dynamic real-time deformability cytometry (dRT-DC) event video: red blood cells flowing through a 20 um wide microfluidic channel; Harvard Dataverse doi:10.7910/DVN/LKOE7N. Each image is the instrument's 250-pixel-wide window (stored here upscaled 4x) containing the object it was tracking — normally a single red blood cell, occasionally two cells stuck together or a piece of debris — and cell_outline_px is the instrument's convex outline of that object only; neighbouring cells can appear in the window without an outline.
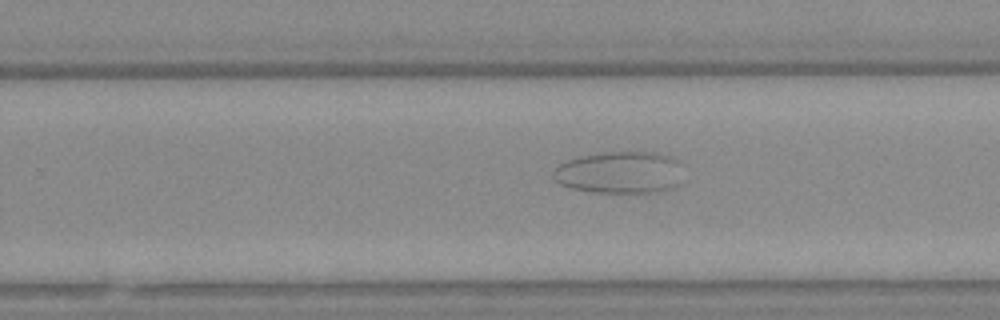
{"species": "Egyptian fruit bat (a non-hibernating species)", "species_latin": "Rousettus aegyptiacus", "temperature_condition": "warm", "stored_images_in_passage": 58, "camera_frame_rate_fps": 3000, "um_per_image_px": 0.085, "animal": {"sex": "female"}, "frame": {"image": 1, "passage_image": 36, "time_ms": 11.667, "image_size_px": [1000, 320], "cell_outline_px": [[680, 164], [676, 184], [672, 188], [648, 192], [596, 192], [572, 188], [560, 184], [556, 180], [556, 168], [564, 160], [580, 156], [604, 152], [656, 152], [672, 156], [680, 160]], "centroid_in_image_um": [52.67, 14.63], "position_along_channel_um": 277.1, "area_um2": 31.33}}
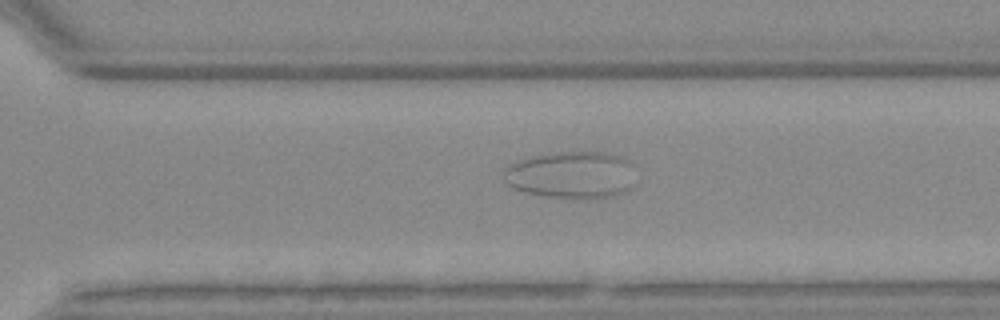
{"frame": {"image": 2, "passage_image": 40, "time_ms": 13.0, "image_size_px": [1000, 320], "cell_outline_px": [[632, 184], [624, 192], [612, 196], [544, 196], [524, 192], [512, 188], [504, 180], [504, 168], [508, 164], [516, 160], [532, 156], [556, 152], [604, 152], [620, 156], [628, 160], [632, 164]], "centroid_in_image_um": [48.5, 14.82], "position_along_channel_um": 322.1, "area_um2": 35.66}}